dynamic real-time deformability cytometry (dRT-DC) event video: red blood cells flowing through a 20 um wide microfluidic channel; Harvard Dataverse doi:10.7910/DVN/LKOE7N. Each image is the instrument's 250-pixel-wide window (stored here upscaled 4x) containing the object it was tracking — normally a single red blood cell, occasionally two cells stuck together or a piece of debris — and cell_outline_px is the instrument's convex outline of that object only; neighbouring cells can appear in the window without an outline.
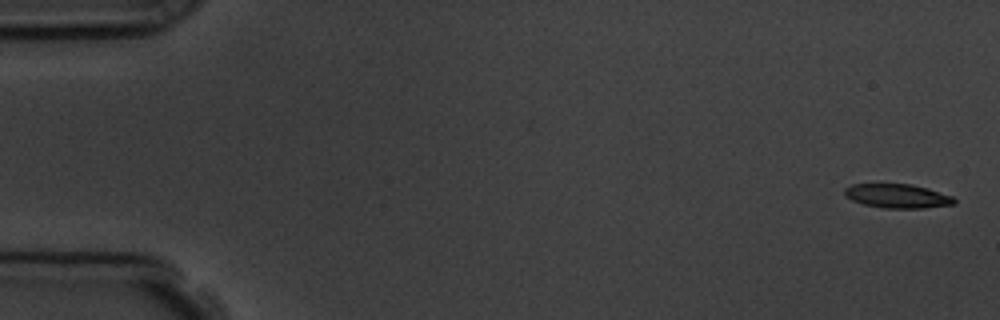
{"species": "common noctule bat (a hibernating species)", "species_latin": "Nyctalus noctula", "temperature_condition": "room temperature", "stored_images_in_passage": 6, "segment_of_instrument_passage": [1, 2], "camera_frame_rate_fps": 3000, "um_per_image_px": 0.085, "animal": {"sex": "male", "body_mass_g": 19.5, "forearm_length_mm": 54.6}, "frame": {"image": 1, "passage_image": 1, "time_ms": 0.0, "image_size_px": [1000, 320], "cell_outline_px": [[956, 204], [924, 208], [884, 208], [864, 204], [852, 200], [844, 196], [844, 188], [852, 184], [912, 184], [928, 188], [952, 196], [956, 200]], "centroid_in_image_um": [76.28, 16.66], "position_along_channel_um": 8.7, "area_um2": 15.43}}
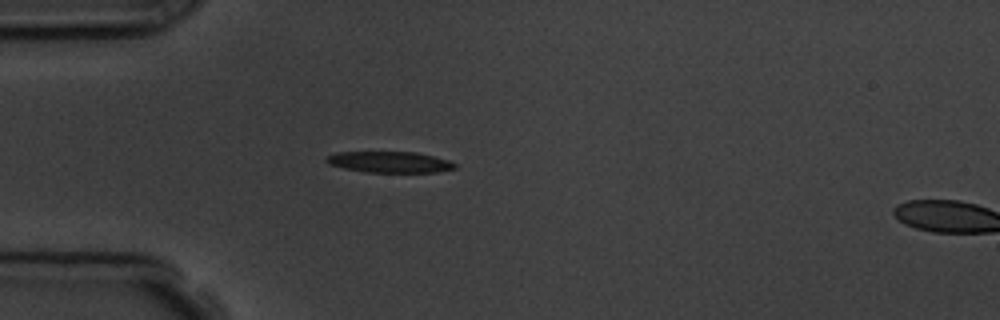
{"frame": {"image": 2, "passage_image": 5, "time_ms": 4.667, "image_size_px": [1000, 320], "cell_outline_px": [[456, 168], [436, 172], [364, 172], [344, 168], [328, 164], [324, 160], [328, 156], [336, 152], [416, 152], [448, 160], [456, 164]], "centroid_in_image_um": [33.09, 13.77], "position_along_channel_um": 51.9, "area_um2": 15.72}}